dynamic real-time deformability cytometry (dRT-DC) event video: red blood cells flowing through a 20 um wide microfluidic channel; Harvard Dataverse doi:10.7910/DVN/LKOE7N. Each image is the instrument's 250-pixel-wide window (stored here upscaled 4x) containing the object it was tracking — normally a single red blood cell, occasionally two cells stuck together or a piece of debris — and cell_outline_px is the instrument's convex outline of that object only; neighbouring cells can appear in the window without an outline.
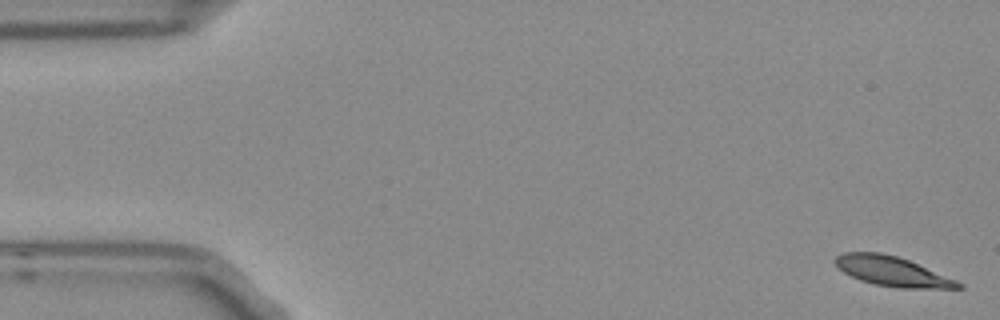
{"species": "Egyptian fruit bat (a non-hibernating species)", "species_latin": "Rousettus aegyptiacus", "temperature_condition": "room temperature", "stored_images_in_passage": 5, "camera_frame_rate_fps": 3000, "um_per_image_px": 0.085, "frame": {"image": 1, "passage_image": 1, "time_ms": 0.0, "image_size_px": [1000, 320], "cell_outline_px": [[964, 288], [900, 288], [876, 284], [860, 280], [844, 272], [832, 260], [836, 256], [844, 252], [880, 252], [896, 256], [908, 260], [956, 280], [964, 284]], "centroid_in_image_um": [75.83, 23.06], "position_along_channel_um": 9.2, "area_um2": 20.98}}
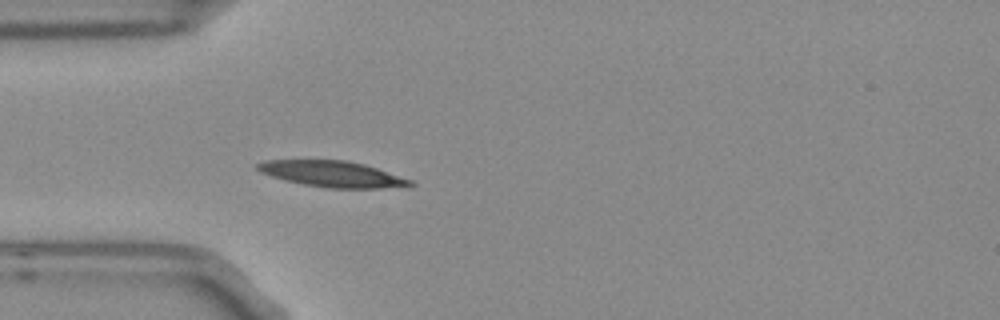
{"frame": {"image": 2, "passage_image": 5, "time_ms": 1.333, "image_size_px": [1000, 320], "cell_outline_px": [[416, 184], [412, 188], [328, 188], [304, 184], [284, 180], [260, 172], [256, 168], [256, 164], [268, 160], [344, 160], [364, 164], [412, 180]], "centroid_in_image_um": [28.33, 14.8], "position_along_channel_um": 56.7, "area_um2": 23.24}}